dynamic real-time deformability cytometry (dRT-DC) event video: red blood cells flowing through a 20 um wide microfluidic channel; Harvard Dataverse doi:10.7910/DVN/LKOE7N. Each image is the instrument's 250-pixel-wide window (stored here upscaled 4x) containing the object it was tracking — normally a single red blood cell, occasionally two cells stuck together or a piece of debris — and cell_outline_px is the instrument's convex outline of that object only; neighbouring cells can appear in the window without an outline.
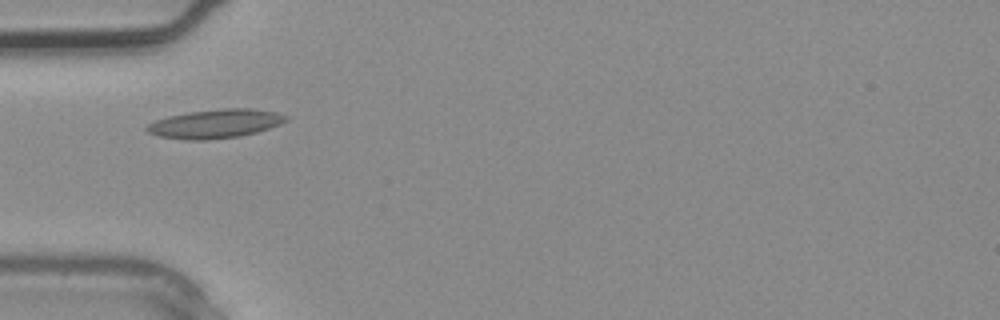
{"species": "common noctule bat (a hibernating species)", "species_latin": "Nyctalus noctula", "temperature_condition": "warm", "stored_images_in_passage": 1, "camera_frame_rate_fps": 3000, "um_per_image_px": 0.085, "animal": {"sex": "male", "body_mass_g": 20.4}, "frame": {"image": 1, "passage_image": 1, "time_ms": 0.0, "image_size_px": [1000, 320], "cell_outline_px": [[288, 120], [280, 124], [256, 132], [240, 136], [208, 140], [184, 140], [160, 136], [148, 132], [144, 128], [148, 124], [156, 120], [168, 116], [188, 112], [224, 108], [252, 108], [276, 112], [288, 116]], "centroid_in_image_um": [18.3, 10.51], "position_along_channel_um": 66.7, "area_um2": 23.41}}